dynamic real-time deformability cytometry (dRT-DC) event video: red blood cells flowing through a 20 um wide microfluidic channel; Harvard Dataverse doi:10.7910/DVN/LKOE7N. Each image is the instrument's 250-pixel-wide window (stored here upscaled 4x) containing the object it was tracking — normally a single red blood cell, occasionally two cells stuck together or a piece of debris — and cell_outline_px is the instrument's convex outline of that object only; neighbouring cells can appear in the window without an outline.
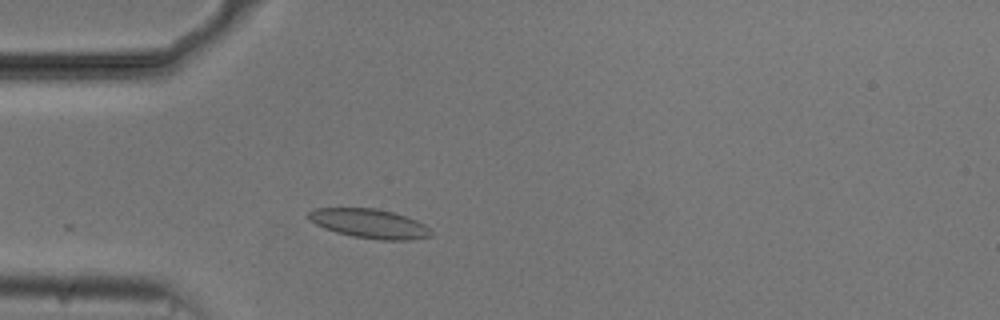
{"species": "common noctule bat (a hibernating species)", "species_latin": "Nyctalus noctula", "temperature_condition": "cold", "stored_images_in_passage": 21, "camera_frame_rate_fps": 3000, "um_per_image_px": 0.085, "animal": {"sex": "male", "body_mass_g": 20.5, "forearm_length_mm": 52.5}, "frame": {"image": 1, "passage_image": 2, "time_ms": 0.333, "image_size_px": [1000, 320], "cell_outline_px": [[432, 236], [412, 240], [380, 240], [352, 236], [336, 232], [324, 228], [308, 220], [308, 212], [316, 208], [376, 208], [392, 212], [416, 220], [424, 224], [432, 232]], "centroid_in_image_um": [31.4, 19.01], "position_along_channel_um": 53.6, "area_um2": 20.87}}
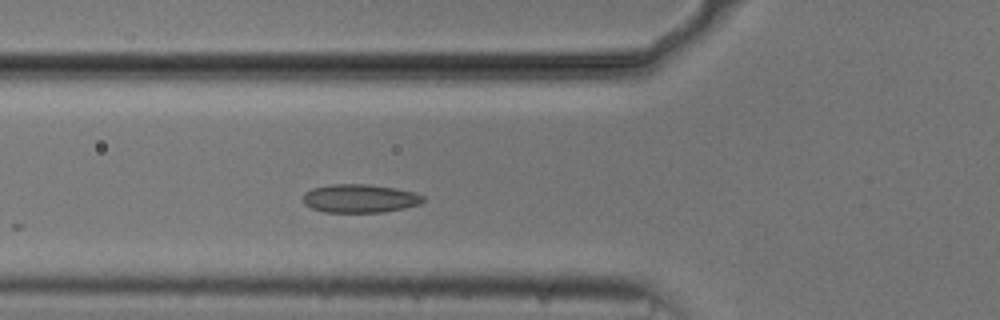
{"frame": {"image": 2, "passage_image": 6, "time_ms": 1.667, "image_size_px": [1000, 320], "cell_outline_px": [[424, 200], [420, 204], [404, 208], [384, 212], [324, 212], [312, 208], [304, 204], [304, 192], [312, 188], [332, 184], [368, 184], [396, 188], [412, 192], [424, 196]], "centroid_in_image_um": [30.58, 16.86], "position_along_channel_um": 95.2, "area_um2": 19.88}}
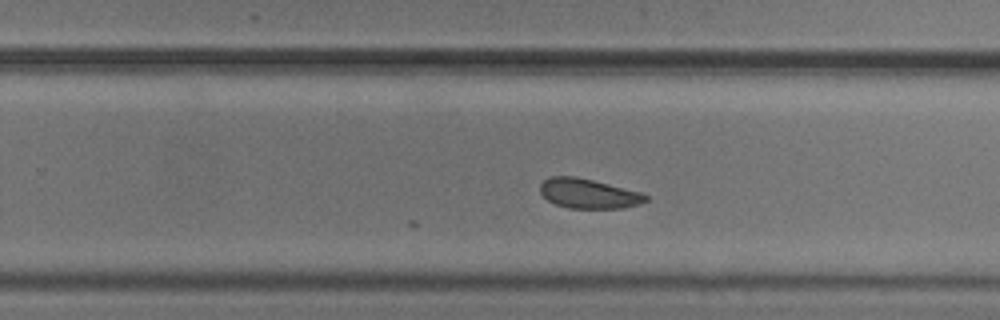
{"frame": {"image": 3, "passage_image": 21, "time_ms": 6.667, "image_size_px": [1000, 320], "cell_outline_px": [[648, 200], [640, 204], [620, 208], [568, 208], [556, 204], [548, 200], [540, 192], [540, 184], [548, 176], [576, 176], [640, 192], [648, 196]], "centroid_in_image_um": [50.0, 16.45], "position_along_channel_um": 279.8, "area_um2": 18.15}}